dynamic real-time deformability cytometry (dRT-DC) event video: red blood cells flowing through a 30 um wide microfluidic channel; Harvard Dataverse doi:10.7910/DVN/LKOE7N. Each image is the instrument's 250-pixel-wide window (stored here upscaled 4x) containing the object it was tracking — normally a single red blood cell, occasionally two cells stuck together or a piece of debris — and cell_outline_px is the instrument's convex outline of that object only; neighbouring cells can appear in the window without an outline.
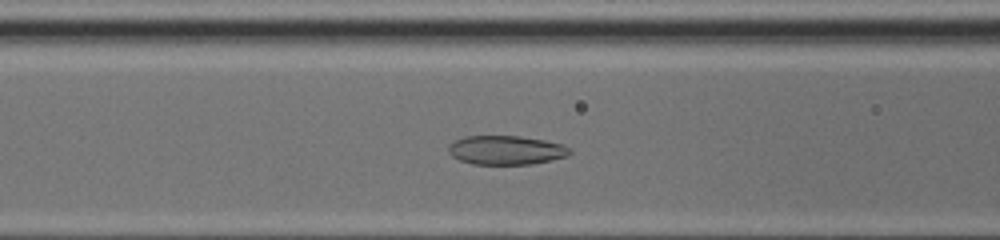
{"species": "common noctule bat (a hibernating species)", "species_latin": "Nyctalus noctula", "temperature_condition": "cold", "stored_images_in_passage": 38, "camera_frame_rate_fps": 3000, "um_per_image_px": 0.085, "animal": {"sex": "female", "body_mass_g": 17.0, "forearm_length_mm": 48.0}, "frame": {"image": 1, "passage_image": 17, "time_ms": 5.333, "image_size_px": [1000, 240], "cell_outline_px": [[572, 152], [568, 156], [552, 160], [532, 164], [472, 164], [460, 160], [452, 156], [448, 152], [448, 144], [464, 136], [520, 136], [544, 140], [560, 144], [568, 148]], "centroid_in_image_um": [42.99, 12.76], "position_along_channel_um": 123.6, "area_um2": 20.52}}
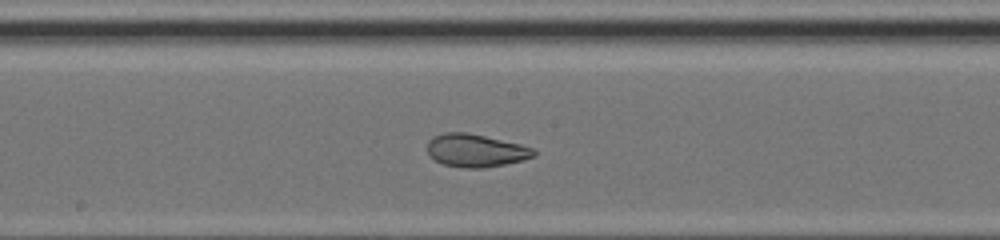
{"frame": {"image": 2, "passage_image": 23, "time_ms": 7.333, "image_size_px": [1000, 240], "cell_outline_px": [[536, 156], [524, 160], [484, 168], [464, 168], [444, 164], [428, 156], [428, 140], [432, 136], [444, 132], [464, 132], [484, 136], [520, 144], [536, 148]], "centroid_in_image_um": [40.44, 12.79], "position_along_channel_um": 207.8, "area_um2": 20.52}}
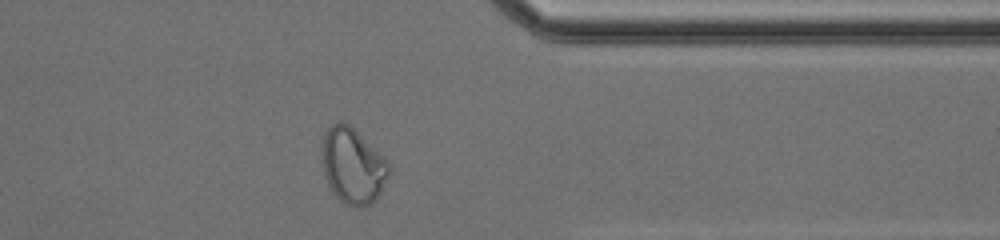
{"frame": {"image": 3, "passage_image": 36, "time_ms": 11.667, "image_size_px": [1000, 240], "cell_outline_px": [[392, 168], [376, 200], [372, 204], [360, 208], [356, 208], [340, 200], [332, 192], [324, 176], [320, 152], [320, 140], [324, 132], [332, 124], [340, 120], [348, 124], [384, 156], [388, 160]], "centroid_in_image_um": [29.96, 14.08], "position_along_channel_um": 381.4, "area_um2": 30.11}, "authors_computed_cell_mechanics": {"area_um2": 22.7154, "velocity_mm_per_s": 4.2156, "shape_relaxation_time_tau1_ms": null, "shape_relaxation_time_tau2_ms": 1.1081, "deformation_change_tau1": null, "deformation_change_tau2": 0.0555}}